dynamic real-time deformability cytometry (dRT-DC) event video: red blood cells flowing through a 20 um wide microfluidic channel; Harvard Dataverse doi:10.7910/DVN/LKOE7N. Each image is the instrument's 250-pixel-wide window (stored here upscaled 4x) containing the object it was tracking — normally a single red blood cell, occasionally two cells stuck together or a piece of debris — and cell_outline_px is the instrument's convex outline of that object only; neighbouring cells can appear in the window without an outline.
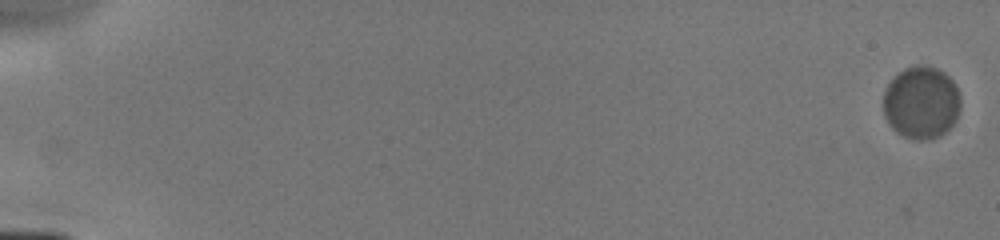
{"species": "human", "species_latin": "Homo sapiens", "temperature_condition": "cold", "stored_images_in_passage": 8, "camera_frame_rate_fps": 3000, "um_per_image_px": 0.085, "donor": {"sex": "male"}, "frame": {"image": 1, "passage_image": 1, "time_ms": 0.0, "image_size_px": [1000, 240], "cell_outline_px": [[960, 108], [956, 120], [944, 132], [928, 140], [916, 140], [904, 136], [896, 132], [888, 124], [884, 116], [884, 88], [892, 76], [896, 72], [904, 68], [936, 68], [944, 72], [956, 84], [960, 96]], "centroid_in_image_um": [78.28, 8.73], "position_along_channel_um": 6.7, "area_um2": 32.6}}
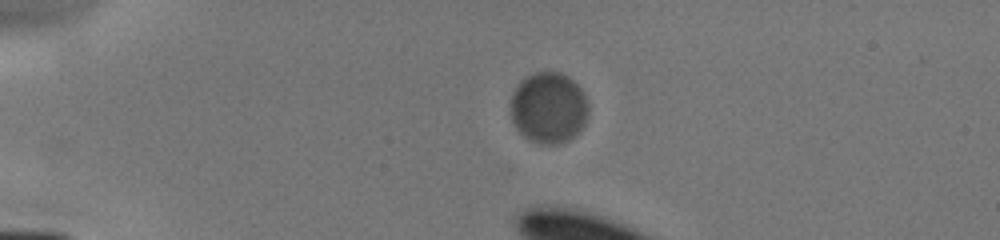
{"frame": {"image": 2, "passage_image": 6, "time_ms": 4.333, "image_size_px": [1000, 240], "cell_outline_px": [[588, 112], [584, 124], [568, 140], [556, 144], [540, 144], [528, 140], [516, 128], [512, 120], [512, 92], [516, 84], [524, 76], [536, 72], [560, 72], [568, 76], [584, 92], [588, 104]], "centroid_in_image_um": [46.61, 9.14], "position_along_channel_um": 38.4, "area_um2": 32.25}}